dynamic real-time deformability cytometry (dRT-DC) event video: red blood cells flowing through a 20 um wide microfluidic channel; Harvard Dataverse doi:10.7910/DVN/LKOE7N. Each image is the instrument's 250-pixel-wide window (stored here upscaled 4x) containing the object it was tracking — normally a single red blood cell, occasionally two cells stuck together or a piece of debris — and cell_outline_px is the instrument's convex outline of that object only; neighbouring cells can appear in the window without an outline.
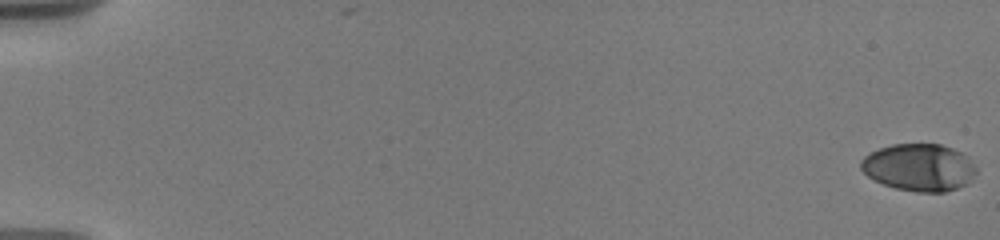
{"species": "human", "species_latin": "Homo sapiens", "temperature_condition": "warm", "stored_images_in_passage": 40, "camera_frame_rate_fps": 3000, "um_per_image_px": 0.085, "donor": {"sex": "male"}, "frame": {"image": 1, "passage_image": 1, "time_ms": 0.0, "image_size_px": [1000, 240], "cell_outline_px": [[976, 172], [968, 184], [944, 192], [916, 192], [896, 188], [884, 184], [868, 176], [860, 168], [860, 160], [864, 156], [880, 148], [892, 144], [940, 144], [952, 148], [960, 152], [976, 168]], "centroid_in_image_um": [78.1, 14.23], "position_along_channel_um": 6.9, "area_um2": 31.5}}
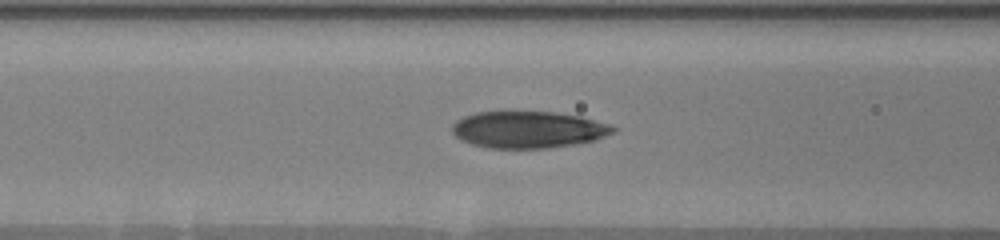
{"frame": {"image": 2, "passage_image": 19, "time_ms": 8.333, "image_size_px": [1000, 240], "cell_outline_px": [[616, 132], [596, 140], [548, 148], [492, 148], [472, 144], [460, 140], [452, 132], [452, 124], [456, 120], [464, 116], [476, 112], [508, 108], [556, 112], [580, 116], [612, 124], [616, 128]], "centroid_in_image_um": [44.88, 10.96], "position_along_channel_um": 121.7, "area_um2": 35.78}}
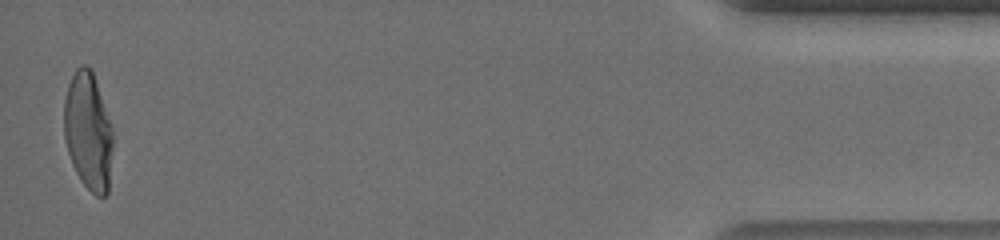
{"frame": {"image": 3, "passage_image": 40, "time_ms": 18.667, "image_size_px": [1000, 240], "cell_outline_px": [[112, 148], [108, 192], [104, 196], [96, 196], [80, 180], [72, 164], [68, 152], [64, 136], [64, 100], [68, 84], [76, 68], [80, 64], [84, 64], [92, 68], [112, 128]], "centroid_in_image_um": [7.48, 11.13], "position_along_channel_um": 427.7, "area_um2": 33.47}, "authors_computed_cell_mechanics": {"area_um2": 34.0731, "velocity_mm_per_s": 3.6694, "shape_relaxation_time_tau1_ms": 5.7599, "shape_relaxation_time_tau2_ms": 0.7362, "deformation_change_tau1": 0.2244, "deformation_change_tau2": 0.0656}}